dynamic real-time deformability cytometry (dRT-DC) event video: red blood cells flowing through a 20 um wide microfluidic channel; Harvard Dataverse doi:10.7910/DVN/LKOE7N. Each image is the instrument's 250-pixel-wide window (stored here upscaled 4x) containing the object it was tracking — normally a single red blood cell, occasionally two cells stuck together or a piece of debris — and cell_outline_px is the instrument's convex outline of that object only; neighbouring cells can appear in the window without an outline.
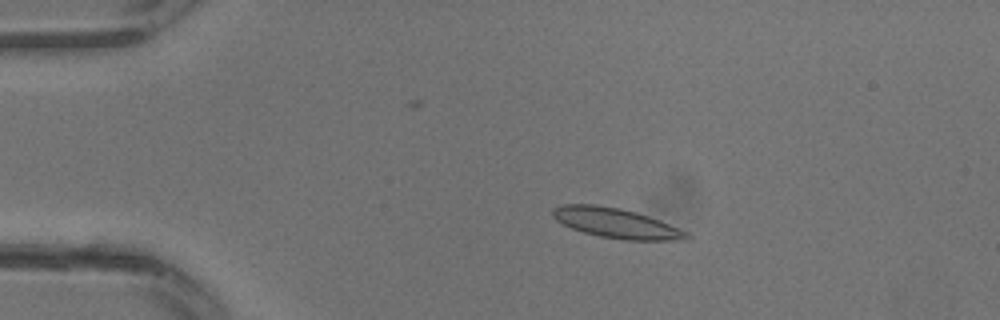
{"species": "common noctule bat (a hibernating species)", "species_latin": "Nyctalus noctula", "temperature_condition": "warm", "stored_images_in_passage": 16, "camera_frame_rate_fps": 3000, "um_per_image_px": 0.085, "animal": {"sex": "male", "body_mass_g": 13.3}, "frame": {"image": 1, "passage_image": 1, "time_ms": 0.0, "image_size_px": [1000, 320], "cell_outline_px": [[692, 236], [688, 240], [624, 240], [600, 236], [584, 232], [572, 228], [556, 220], [552, 216], [552, 208], [564, 204], [596, 204], [620, 208], [636, 212], [660, 220], [688, 232]], "centroid_in_image_um": [52.4, 18.96], "position_along_channel_um": 32.6, "area_um2": 23.35}}
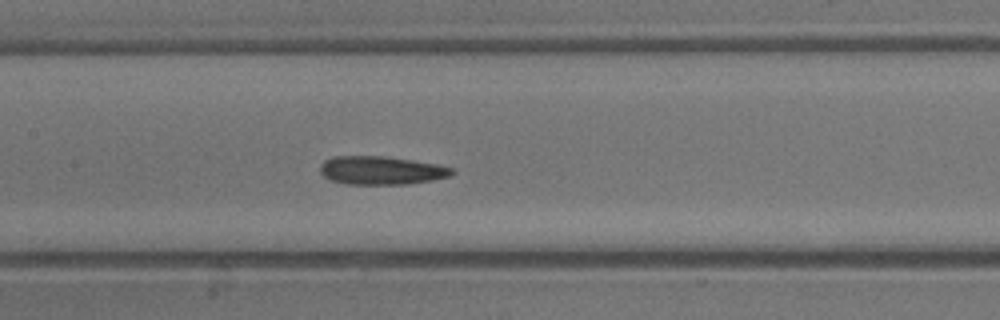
{"frame": {"image": 2, "passage_image": 10, "time_ms": 3.0, "image_size_px": [1000, 320], "cell_outline_px": [[456, 172], [448, 176], [432, 180], [408, 184], [348, 184], [328, 180], [320, 172], [320, 164], [324, 160], [332, 156], [384, 156], [412, 160], [436, 164], [452, 168]], "centroid_in_image_um": [32.36, 14.48], "position_along_channel_um": 175.0, "area_um2": 21.85}}
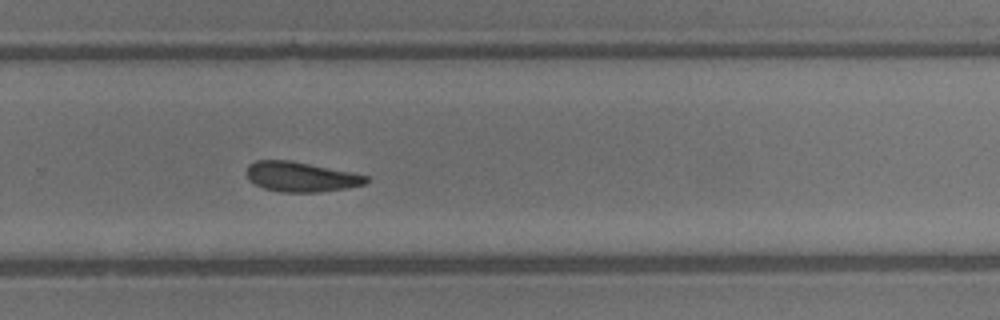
{"frame": {"image": 3, "passage_image": 16, "time_ms": 5.0, "image_size_px": [1000, 320], "cell_outline_px": [[372, 180], [364, 184], [344, 188], [320, 192], [280, 192], [264, 188], [248, 180], [244, 172], [248, 164], [256, 160], [292, 160], [352, 172], [368, 176]], "centroid_in_image_um": [25.55, 15.01], "position_along_channel_um": 304.3, "area_um2": 21.1}}